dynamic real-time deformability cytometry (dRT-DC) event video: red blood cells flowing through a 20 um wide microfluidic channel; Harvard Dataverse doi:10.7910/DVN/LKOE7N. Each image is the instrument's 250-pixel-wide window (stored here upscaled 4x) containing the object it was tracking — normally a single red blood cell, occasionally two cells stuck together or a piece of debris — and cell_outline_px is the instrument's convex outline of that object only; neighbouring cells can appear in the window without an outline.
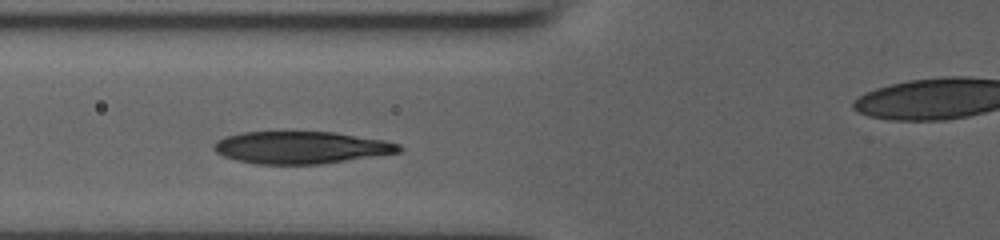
{"species": "human", "species_latin": "Homo sapiens", "temperature_condition": "room temperature", "stored_images_in_passage": 34, "camera_frame_rate_fps": 3000, "um_per_image_px": 0.085, "donor": {"sex": "male"}, "frame": {"image": 1, "passage_image": 10, "time_ms": 3.0, "image_size_px": [1000, 240], "cell_outline_px": [[404, 148], [400, 152], [320, 164], [256, 164], [236, 160], [224, 156], [216, 152], [212, 148], [212, 144], [216, 140], [224, 136], [240, 132], [336, 132], [384, 140], [400, 144]], "centroid_in_image_um": [25.55, 12.53], "position_along_channel_um": 100.2, "area_um2": 34.91}}
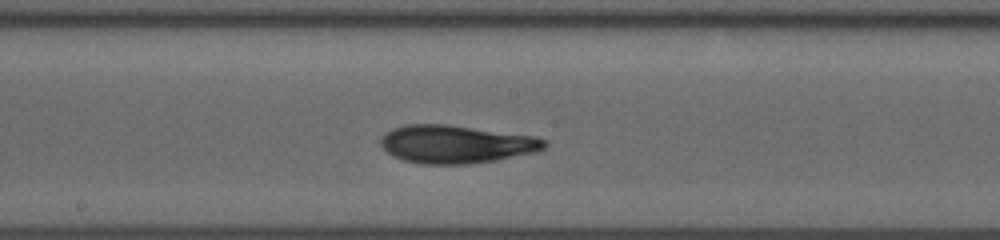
{"frame": {"image": 2, "passage_image": 18, "time_ms": 5.667, "image_size_px": [1000, 240], "cell_outline_px": [[548, 144], [544, 148], [536, 152], [496, 160], [468, 164], [424, 164], [404, 160], [392, 156], [380, 144], [380, 140], [384, 132], [392, 128], [408, 124], [448, 124], [536, 136], [548, 140]], "centroid_in_image_um": [38.78, 12.25], "position_along_channel_um": 209.4, "area_um2": 36.53}}
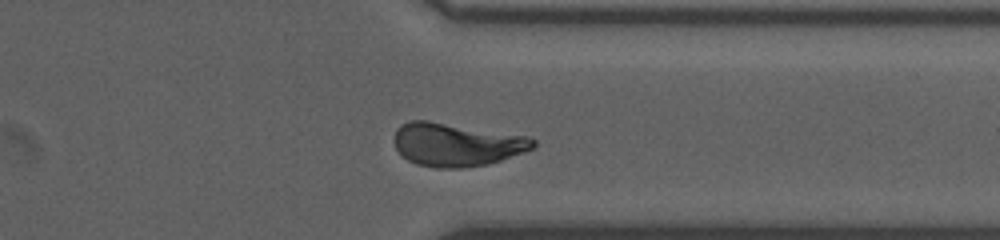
{"frame": {"image": 3, "passage_image": 30, "time_ms": 9.667, "image_size_px": [1000, 240], "cell_outline_px": [[536, 144], [532, 148], [524, 152], [488, 164], [464, 168], [436, 168], [416, 164], [408, 160], [396, 148], [396, 128], [400, 124], [408, 120], [428, 120], [528, 136], [536, 140]], "centroid_in_image_um": [38.8, 12.28], "position_along_channel_um": 372.6, "area_um2": 34.97}}